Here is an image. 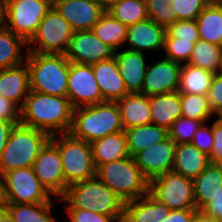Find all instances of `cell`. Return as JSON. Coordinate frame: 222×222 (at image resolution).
I'll list each match as a JSON object with an SVG mask.
<instances>
[{"instance_id":"6da1fadb","label":"cell","mask_w":222,"mask_h":222,"mask_svg":"<svg viewBox=\"0 0 222 222\" xmlns=\"http://www.w3.org/2000/svg\"><path fill=\"white\" fill-rule=\"evenodd\" d=\"M21 110V123L49 136L69 133L74 108L67 97L30 90Z\"/></svg>"},{"instance_id":"7a4b0ae2","label":"cell","mask_w":222,"mask_h":222,"mask_svg":"<svg viewBox=\"0 0 222 222\" xmlns=\"http://www.w3.org/2000/svg\"><path fill=\"white\" fill-rule=\"evenodd\" d=\"M57 201L67 203L65 208H80L124 221L125 202L97 177L67 186Z\"/></svg>"},{"instance_id":"3957f363","label":"cell","mask_w":222,"mask_h":222,"mask_svg":"<svg viewBox=\"0 0 222 222\" xmlns=\"http://www.w3.org/2000/svg\"><path fill=\"white\" fill-rule=\"evenodd\" d=\"M123 130L117 103L104 101L95 105L75 108L69 133L74 138L91 143Z\"/></svg>"},{"instance_id":"277c9868","label":"cell","mask_w":222,"mask_h":222,"mask_svg":"<svg viewBox=\"0 0 222 222\" xmlns=\"http://www.w3.org/2000/svg\"><path fill=\"white\" fill-rule=\"evenodd\" d=\"M29 88L39 93L67 97L70 61L63 54L28 52Z\"/></svg>"},{"instance_id":"5b68a950","label":"cell","mask_w":222,"mask_h":222,"mask_svg":"<svg viewBox=\"0 0 222 222\" xmlns=\"http://www.w3.org/2000/svg\"><path fill=\"white\" fill-rule=\"evenodd\" d=\"M96 177L124 202L138 199L149 192V181L132 156L99 165Z\"/></svg>"},{"instance_id":"8992f818","label":"cell","mask_w":222,"mask_h":222,"mask_svg":"<svg viewBox=\"0 0 222 222\" xmlns=\"http://www.w3.org/2000/svg\"><path fill=\"white\" fill-rule=\"evenodd\" d=\"M50 136L22 123L15 125L0 159V174L11 170L32 167L41 148Z\"/></svg>"},{"instance_id":"52a82bcc","label":"cell","mask_w":222,"mask_h":222,"mask_svg":"<svg viewBox=\"0 0 222 222\" xmlns=\"http://www.w3.org/2000/svg\"><path fill=\"white\" fill-rule=\"evenodd\" d=\"M59 148L65 191L67 186L96 177L90 143L74 138L70 133L50 136Z\"/></svg>"},{"instance_id":"ba28073f","label":"cell","mask_w":222,"mask_h":222,"mask_svg":"<svg viewBox=\"0 0 222 222\" xmlns=\"http://www.w3.org/2000/svg\"><path fill=\"white\" fill-rule=\"evenodd\" d=\"M52 7L50 0H4V25L28 43Z\"/></svg>"},{"instance_id":"9c48e42d","label":"cell","mask_w":222,"mask_h":222,"mask_svg":"<svg viewBox=\"0 0 222 222\" xmlns=\"http://www.w3.org/2000/svg\"><path fill=\"white\" fill-rule=\"evenodd\" d=\"M73 34L74 30L69 23L52 7L28 42L27 51L65 55Z\"/></svg>"},{"instance_id":"30bf717a","label":"cell","mask_w":222,"mask_h":222,"mask_svg":"<svg viewBox=\"0 0 222 222\" xmlns=\"http://www.w3.org/2000/svg\"><path fill=\"white\" fill-rule=\"evenodd\" d=\"M149 193L171 210H197L193 180L169 171L149 182Z\"/></svg>"},{"instance_id":"8fae6325","label":"cell","mask_w":222,"mask_h":222,"mask_svg":"<svg viewBox=\"0 0 222 222\" xmlns=\"http://www.w3.org/2000/svg\"><path fill=\"white\" fill-rule=\"evenodd\" d=\"M5 203L38 204L52 202L50 194L34 174L32 167L19 168L3 175Z\"/></svg>"},{"instance_id":"7c38bea8","label":"cell","mask_w":222,"mask_h":222,"mask_svg":"<svg viewBox=\"0 0 222 222\" xmlns=\"http://www.w3.org/2000/svg\"><path fill=\"white\" fill-rule=\"evenodd\" d=\"M33 171L42 186L58 200L65 193V181L59 148L49 139L41 148Z\"/></svg>"},{"instance_id":"4fadbf2b","label":"cell","mask_w":222,"mask_h":222,"mask_svg":"<svg viewBox=\"0 0 222 222\" xmlns=\"http://www.w3.org/2000/svg\"><path fill=\"white\" fill-rule=\"evenodd\" d=\"M67 98L74 109L104 102L92 65L70 62Z\"/></svg>"},{"instance_id":"5bb4252c","label":"cell","mask_w":222,"mask_h":222,"mask_svg":"<svg viewBox=\"0 0 222 222\" xmlns=\"http://www.w3.org/2000/svg\"><path fill=\"white\" fill-rule=\"evenodd\" d=\"M65 55L70 62L93 65L114 57L115 51L92 30H83L74 31Z\"/></svg>"},{"instance_id":"9a60e30c","label":"cell","mask_w":222,"mask_h":222,"mask_svg":"<svg viewBox=\"0 0 222 222\" xmlns=\"http://www.w3.org/2000/svg\"><path fill=\"white\" fill-rule=\"evenodd\" d=\"M181 66L166 58L147 65L142 93L151 96L178 91Z\"/></svg>"},{"instance_id":"2e32d148","label":"cell","mask_w":222,"mask_h":222,"mask_svg":"<svg viewBox=\"0 0 222 222\" xmlns=\"http://www.w3.org/2000/svg\"><path fill=\"white\" fill-rule=\"evenodd\" d=\"M53 7L74 31L92 30L106 12L96 0H61Z\"/></svg>"},{"instance_id":"e0dca14e","label":"cell","mask_w":222,"mask_h":222,"mask_svg":"<svg viewBox=\"0 0 222 222\" xmlns=\"http://www.w3.org/2000/svg\"><path fill=\"white\" fill-rule=\"evenodd\" d=\"M176 144L169 137L134 156L143 176L150 182L160 174L172 171Z\"/></svg>"},{"instance_id":"ac0fdd59","label":"cell","mask_w":222,"mask_h":222,"mask_svg":"<svg viewBox=\"0 0 222 222\" xmlns=\"http://www.w3.org/2000/svg\"><path fill=\"white\" fill-rule=\"evenodd\" d=\"M166 29L147 18L133 25L127 26V49L144 53L163 49Z\"/></svg>"},{"instance_id":"d6986e66","label":"cell","mask_w":222,"mask_h":222,"mask_svg":"<svg viewBox=\"0 0 222 222\" xmlns=\"http://www.w3.org/2000/svg\"><path fill=\"white\" fill-rule=\"evenodd\" d=\"M114 56L128 93H142L147 68L145 53L124 48Z\"/></svg>"},{"instance_id":"ffe728a7","label":"cell","mask_w":222,"mask_h":222,"mask_svg":"<svg viewBox=\"0 0 222 222\" xmlns=\"http://www.w3.org/2000/svg\"><path fill=\"white\" fill-rule=\"evenodd\" d=\"M92 69L104 101L116 102L128 94L115 56L93 64Z\"/></svg>"},{"instance_id":"44dd1931","label":"cell","mask_w":222,"mask_h":222,"mask_svg":"<svg viewBox=\"0 0 222 222\" xmlns=\"http://www.w3.org/2000/svg\"><path fill=\"white\" fill-rule=\"evenodd\" d=\"M29 91V69L26 62L15 67L0 69L1 96L21 109Z\"/></svg>"},{"instance_id":"7402d4cb","label":"cell","mask_w":222,"mask_h":222,"mask_svg":"<svg viewBox=\"0 0 222 222\" xmlns=\"http://www.w3.org/2000/svg\"><path fill=\"white\" fill-rule=\"evenodd\" d=\"M170 212L171 209L167 205L148 192L143 197L125 202L123 222H161Z\"/></svg>"},{"instance_id":"603a6c76","label":"cell","mask_w":222,"mask_h":222,"mask_svg":"<svg viewBox=\"0 0 222 222\" xmlns=\"http://www.w3.org/2000/svg\"><path fill=\"white\" fill-rule=\"evenodd\" d=\"M210 164L208 156L192 143L176 144L172 171L194 180Z\"/></svg>"},{"instance_id":"cb8c5ba5","label":"cell","mask_w":222,"mask_h":222,"mask_svg":"<svg viewBox=\"0 0 222 222\" xmlns=\"http://www.w3.org/2000/svg\"><path fill=\"white\" fill-rule=\"evenodd\" d=\"M116 103L124 130L151 123L149 96L143 93H128Z\"/></svg>"},{"instance_id":"d4e9b609","label":"cell","mask_w":222,"mask_h":222,"mask_svg":"<svg viewBox=\"0 0 222 222\" xmlns=\"http://www.w3.org/2000/svg\"><path fill=\"white\" fill-rule=\"evenodd\" d=\"M151 123L169 129L182 116L179 91L149 96Z\"/></svg>"},{"instance_id":"484cf974","label":"cell","mask_w":222,"mask_h":222,"mask_svg":"<svg viewBox=\"0 0 222 222\" xmlns=\"http://www.w3.org/2000/svg\"><path fill=\"white\" fill-rule=\"evenodd\" d=\"M95 168L129 155L125 131L109 134L90 143Z\"/></svg>"},{"instance_id":"4316f807","label":"cell","mask_w":222,"mask_h":222,"mask_svg":"<svg viewBox=\"0 0 222 222\" xmlns=\"http://www.w3.org/2000/svg\"><path fill=\"white\" fill-rule=\"evenodd\" d=\"M195 206L200 211L222 189V165L209 164L193 180Z\"/></svg>"},{"instance_id":"83f0119b","label":"cell","mask_w":222,"mask_h":222,"mask_svg":"<svg viewBox=\"0 0 222 222\" xmlns=\"http://www.w3.org/2000/svg\"><path fill=\"white\" fill-rule=\"evenodd\" d=\"M124 131L127 137V149L132 157L168 138V130L153 123L131 127Z\"/></svg>"},{"instance_id":"f1b7e54d","label":"cell","mask_w":222,"mask_h":222,"mask_svg":"<svg viewBox=\"0 0 222 222\" xmlns=\"http://www.w3.org/2000/svg\"><path fill=\"white\" fill-rule=\"evenodd\" d=\"M200 40L222 47V6L210 2L196 18Z\"/></svg>"},{"instance_id":"f546056e","label":"cell","mask_w":222,"mask_h":222,"mask_svg":"<svg viewBox=\"0 0 222 222\" xmlns=\"http://www.w3.org/2000/svg\"><path fill=\"white\" fill-rule=\"evenodd\" d=\"M22 47L26 48L25 53H23ZM27 47L28 43L23 38L15 35L5 25L0 27V69L24 63L28 54Z\"/></svg>"},{"instance_id":"4dcf8cb0","label":"cell","mask_w":222,"mask_h":222,"mask_svg":"<svg viewBox=\"0 0 222 222\" xmlns=\"http://www.w3.org/2000/svg\"><path fill=\"white\" fill-rule=\"evenodd\" d=\"M215 74L203 68L182 64L179 79V93L207 95Z\"/></svg>"},{"instance_id":"1f68e13d","label":"cell","mask_w":222,"mask_h":222,"mask_svg":"<svg viewBox=\"0 0 222 222\" xmlns=\"http://www.w3.org/2000/svg\"><path fill=\"white\" fill-rule=\"evenodd\" d=\"M93 33L115 52L126 43L127 26L106 11L92 28Z\"/></svg>"},{"instance_id":"d6a6232c","label":"cell","mask_w":222,"mask_h":222,"mask_svg":"<svg viewBox=\"0 0 222 222\" xmlns=\"http://www.w3.org/2000/svg\"><path fill=\"white\" fill-rule=\"evenodd\" d=\"M52 203H5L4 208L10 213L14 222H57L56 217L52 215Z\"/></svg>"},{"instance_id":"836d02e7","label":"cell","mask_w":222,"mask_h":222,"mask_svg":"<svg viewBox=\"0 0 222 222\" xmlns=\"http://www.w3.org/2000/svg\"><path fill=\"white\" fill-rule=\"evenodd\" d=\"M188 64L211 71L214 74L220 73L222 70V47L204 40H198Z\"/></svg>"},{"instance_id":"e575fe53","label":"cell","mask_w":222,"mask_h":222,"mask_svg":"<svg viewBox=\"0 0 222 222\" xmlns=\"http://www.w3.org/2000/svg\"><path fill=\"white\" fill-rule=\"evenodd\" d=\"M182 116L209 122L214 116L207 95L180 93Z\"/></svg>"},{"instance_id":"d590c367","label":"cell","mask_w":222,"mask_h":222,"mask_svg":"<svg viewBox=\"0 0 222 222\" xmlns=\"http://www.w3.org/2000/svg\"><path fill=\"white\" fill-rule=\"evenodd\" d=\"M107 11L126 26L148 18L145 0H122Z\"/></svg>"},{"instance_id":"8d00e7d4","label":"cell","mask_w":222,"mask_h":222,"mask_svg":"<svg viewBox=\"0 0 222 222\" xmlns=\"http://www.w3.org/2000/svg\"><path fill=\"white\" fill-rule=\"evenodd\" d=\"M203 124L200 120L190 119L184 116L178 117L168 129V137L175 144L191 143L194 134Z\"/></svg>"},{"instance_id":"74e56055","label":"cell","mask_w":222,"mask_h":222,"mask_svg":"<svg viewBox=\"0 0 222 222\" xmlns=\"http://www.w3.org/2000/svg\"><path fill=\"white\" fill-rule=\"evenodd\" d=\"M171 2L172 0H145L148 18L167 29L178 21L176 13L170 6Z\"/></svg>"},{"instance_id":"f35d334b","label":"cell","mask_w":222,"mask_h":222,"mask_svg":"<svg viewBox=\"0 0 222 222\" xmlns=\"http://www.w3.org/2000/svg\"><path fill=\"white\" fill-rule=\"evenodd\" d=\"M195 42L190 40H181L180 38L164 37L163 51L166 59L178 62L180 64L188 63L193 52Z\"/></svg>"},{"instance_id":"ab89813d","label":"cell","mask_w":222,"mask_h":222,"mask_svg":"<svg viewBox=\"0 0 222 222\" xmlns=\"http://www.w3.org/2000/svg\"><path fill=\"white\" fill-rule=\"evenodd\" d=\"M209 3V0H172L170 6L178 20H196Z\"/></svg>"},{"instance_id":"60d3db41","label":"cell","mask_w":222,"mask_h":222,"mask_svg":"<svg viewBox=\"0 0 222 222\" xmlns=\"http://www.w3.org/2000/svg\"><path fill=\"white\" fill-rule=\"evenodd\" d=\"M164 37L180 38L181 40H190L197 42L200 40L196 20H178L171 24Z\"/></svg>"},{"instance_id":"b9f144b4","label":"cell","mask_w":222,"mask_h":222,"mask_svg":"<svg viewBox=\"0 0 222 222\" xmlns=\"http://www.w3.org/2000/svg\"><path fill=\"white\" fill-rule=\"evenodd\" d=\"M210 107L216 117H222V73L213 76L210 89L207 93Z\"/></svg>"},{"instance_id":"7bdbcfd3","label":"cell","mask_w":222,"mask_h":222,"mask_svg":"<svg viewBox=\"0 0 222 222\" xmlns=\"http://www.w3.org/2000/svg\"><path fill=\"white\" fill-rule=\"evenodd\" d=\"M68 222H117L113 217L80 208H66Z\"/></svg>"},{"instance_id":"ee69618b","label":"cell","mask_w":222,"mask_h":222,"mask_svg":"<svg viewBox=\"0 0 222 222\" xmlns=\"http://www.w3.org/2000/svg\"><path fill=\"white\" fill-rule=\"evenodd\" d=\"M203 123L200 128L194 134L192 144L196 146L200 151L205 153L207 156L210 155L213 145V123L211 126Z\"/></svg>"},{"instance_id":"f6af8a7d","label":"cell","mask_w":222,"mask_h":222,"mask_svg":"<svg viewBox=\"0 0 222 222\" xmlns=\"http://www.w3.org/2000/svg\"><path fill=\"white\" fill-rule=\"evenodd\" d=\"M213 139L209 162L222 165V117H217L213 122Z\"/></svg>"},{"instance_id":"bcb514c9","label":"cell","mask_w":222,"mask_h":222,"mask_svg":"<svg viewBox=\"0 0 222 222\" xmlns=\"http://www.w3.org/2000/svg\"><path fill=\"white\" fill-rule=\"evenodd\" d=\"M0 121L10 122L15 125L21 123V110L10 100L0 95Z\"/></svg>"},{"instance_id":"7dc6e473","label":"cell","mask_w":222,"mask_h":222,"mask_svg":"<svg viewBox=\"0 0 222 222\" xmlns=\"http://www.w3.org/2000/svg\"><path fill=\"white\" fill-rule=\"evenodd\" d=\"M204 215L222 221V189L212 201L207 203L201 210Z\"/></svg>"},{"instance_id":"c3c4849f","label":"cell","mask_w":222,"mask_h":222,"mask_svg":"<svg viewBox=\"0 0 222 222\" xmlns=\"http://www.w3.org/2000/svg\"><path fill=\"white\" fill-rule=\"evenodd\" d=\"M198 210H171L161 222H193Z\"/></svg>"},{"instance_id":"681fc988","label":"cell","mask_w":222,"mask_h":222,"mask_svg":"<svg viewBox=\"0 0 222 222\" xmlns=\"http://www.w3.org/2000/svg\"><path fill=\"white\" fill-rule=\"evenodd\" d=\"M14 126L13 123L0 121V159Z\"/></svg>"},{"instance_id":"f907efd6","label":"cell","mask_w":222,"mask_h":222,"mask_svg":"<svg viewBox=\"0 0 222 222\" xmlns=\"http://www.w3.org/2000/svg\"><path fill=\"white\" fill-rule=\"evenodd\" d=\"M193 222H218L212 217L204 215L202 212L198 211Z\"/></svg>"},{"instance_id":"816d5d0a","label":"cell","mask_w":222,"mask_h":222,"mask_svg":"<svg viewBox=\"0 0 222 222\" xmlns=\"http://www.w3.org/2000/svg\"><path fill=\"white\" fill-rule=\"evenodd\" d=\"M0 222H14L10 213L5 209H0Z\"/></svg>"},{"instance_id":"f5cc1de1","label":"cell","mask_w":222,"mask_h":222,"mask_svg":"<svg viewBox=\"0 0 222 222\" xmlns=\"http://www.w3.org/2000/svg\"><path fill=\"white\" fill-rule=\"evenodd\" d=\"M106 11L122 0H96Z\"/></svg>"},{"instance_id":"db71d44e","label":"cell","mask_w":222,"mask_h":222,"mask_svg":"<svg viewBox=\"0 0 222 222\" xmlns=\"http://www.w3.org/2000/svg\"><path fill=\"white\" fill-rule=\"evenodd\" d=\"M5 199H4V186H3V176L0 174V209L4 208Z\"/></svg>"},{"instance_id":"11a10c76","label":"cell","mask_w":222,"mask_h":222,"mask_svg":"<svg viewBox=\"0 0 222 222\" xmlns=\"http://www.w3.org/2000/svg\"><path fill=\"white\" fill-rule=\"evenodd\" d=\"M4 25V0H0V27Z\"/></svg>"},{"instance_id":"9f6ffc18","label":"cell","mask_w":222,"mask_h":222,"mask_svg":"<svg viewBox=\"0 0 222 222\" xmlns=\"http://www.w3.org/2000/svg\"><path fill=\"white\" fill-rule=\"evenodd\" d=\"M50 1H51L52 5H54L56 2H59L61 0H50Z\"/></svg>"},{"instance_id":"6f0895ef","label":"cell","mask_w":222,"mask_h":222,"mask_svg":"<svg viewBox=\"0 0 222 222\" xmlns=\"http://www.w3.org/2000/svg\"><path fill=\"white\" fill-rule=\"evenodd\" d=\"M217 3H218L220 6H222V0H219Z\"/></svg>"},{"instance_id":"680465c9","label":"cell","mask_w":222,"mask_h":222,"mask_svg":"<svg viewBox=\"0 0 222 222\" xmlns=\"http://www.w3.org/2000/svg\"><path fill=\"white\" fill-rule=\"evenodd\" d=\"M210 2H218L219 0H209Z\"/></svg>"}]
</instances>
